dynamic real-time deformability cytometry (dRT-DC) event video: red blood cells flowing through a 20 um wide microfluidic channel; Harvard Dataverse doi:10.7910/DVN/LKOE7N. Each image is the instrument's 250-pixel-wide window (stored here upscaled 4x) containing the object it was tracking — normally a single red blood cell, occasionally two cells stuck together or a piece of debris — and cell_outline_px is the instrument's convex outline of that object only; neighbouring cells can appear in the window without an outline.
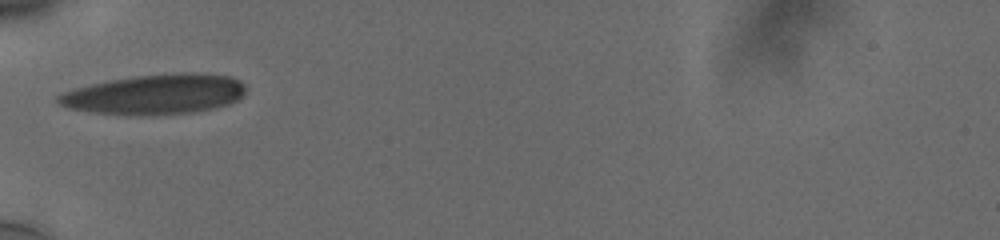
{"species": "human", "species_latin": "Homo sapiens", "temperature_condition": "cold", "stored_images_in_passage": 2, "camera_frame_rate_fps": 3000, "um_per_image_px": 0.085, "donor": {"sex": "male"}, "frame": {"image": 1, "passage_image": 1, "time_ms": 0.0, "image_size_px": [1000, 240], "cell_outline_px": [[244, 96], [240, 100], [216, 108], [192, 112], [140, 116], [96, 112], [68, 108], [60, 104], [56, 100], [56, 96], [64, 92], [76, 88], [92, 84], [132, 76], [176, 72], [196, 72], [232, 76], [240, 80], [244, 84]], "centroid_in_image_um": [13.25, 8.01], "position_along_channel_um": 71.7, "area_um2": 43.99}}